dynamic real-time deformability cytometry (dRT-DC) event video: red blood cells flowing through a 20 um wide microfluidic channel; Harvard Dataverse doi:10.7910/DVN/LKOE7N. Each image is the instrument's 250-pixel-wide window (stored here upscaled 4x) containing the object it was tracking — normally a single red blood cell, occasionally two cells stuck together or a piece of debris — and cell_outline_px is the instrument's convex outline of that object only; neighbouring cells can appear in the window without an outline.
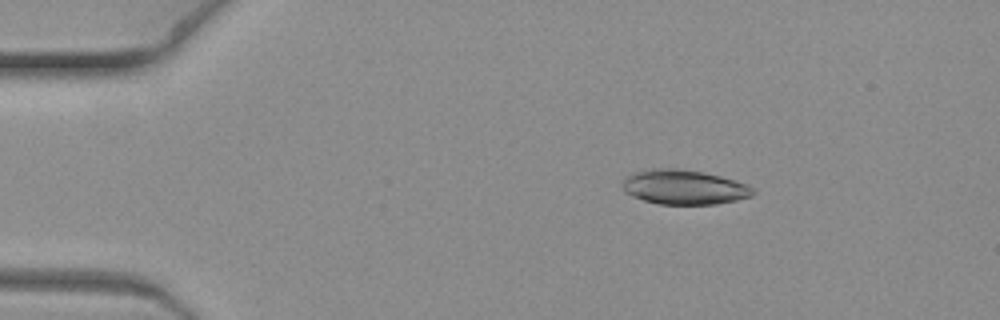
{"species": "common noctule bat (a hibernating species)", "species_latin": "Nyctalus noctula", "temperature_condition": "warm", "stored_images_in_passage": 5, "camera_frame_rate_fps": 3000, "um_per_image_px": 0.085, "animal": {"sex": "female", "body_mass_g": 19.3, "forearm_length_mm": 54.1}, "frame": {"image": 1, "passage_image": 2, "time_ms": 0.333, "image_size_px": [1000, 320], "cell_outline_px": [[756, 192], [752, 196], [736, 200], [716, 204], [660, 204], [644, 200], [632, 196], [624, 192], [624, 176], [636, 172], [652, 168], [676, 168], [700, 172], [720, 176], [736, 180], [748, 184]], "centroid_in_image_um": [58.16, 15.91], "position_along_channel_um": 26.8, "area_um2": 26.24}}
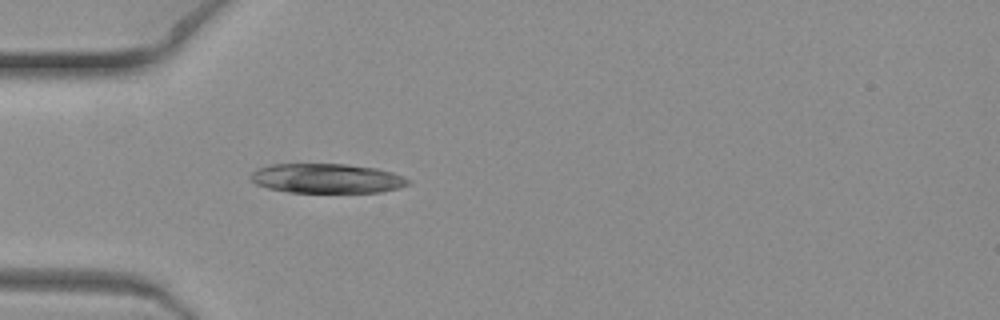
{"frame": {"image": 2, "passage_image": 5, "time_ms": 1.333, "image_size_px": [1000, 320], "cell_outline_px": [[412, 180], [408, 184], [400, 188], [380, 192], [288, 192], [268, 188], [256, 184], [252, 180], [252, 172], [256, 168], [272, 164], [344, 164], [376, 168], [392, 172], [404, 176]], "centroid_in_image_um": [27.81, 15.16], "position_along_channel_um": 57.2, "area_um2": 27.11}}